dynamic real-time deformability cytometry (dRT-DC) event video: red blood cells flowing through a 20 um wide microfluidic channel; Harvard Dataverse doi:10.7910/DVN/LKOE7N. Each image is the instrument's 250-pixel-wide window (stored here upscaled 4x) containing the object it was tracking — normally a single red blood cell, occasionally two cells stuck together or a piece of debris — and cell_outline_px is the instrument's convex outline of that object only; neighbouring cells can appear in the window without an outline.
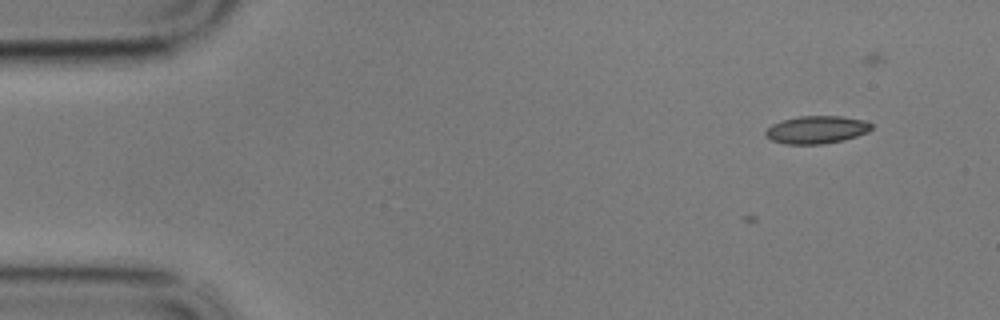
{"species": "common noctule bat (a hibernating species)", "species_latin": "Nyctalus noctula", "temperature_condition": "cold", "stored_images_in_passage": 3, "camera_frame_rate_fps": 3000, "um_per_image_px": 0.085, "animal": {"sex": "male", "body_mass_g": 17.9}, "frame": {"image": 1, "passage_image": 3, "time_ms": 0.667, "image_size_px": [1000, 320], "cell_outline_px": [[872, 128], [868, 132], [844, 140], [824, 144], [784, 144], [772, 140], [764, 136], [764, 132], [772, 124], [780, 120], [800, 116], [840, 116], [864, 120], [872, 124]], "centroid_in_image_um": [69.39, 11.03], "position_along_channel_um": 15.6, "area_um2": 17.22}}